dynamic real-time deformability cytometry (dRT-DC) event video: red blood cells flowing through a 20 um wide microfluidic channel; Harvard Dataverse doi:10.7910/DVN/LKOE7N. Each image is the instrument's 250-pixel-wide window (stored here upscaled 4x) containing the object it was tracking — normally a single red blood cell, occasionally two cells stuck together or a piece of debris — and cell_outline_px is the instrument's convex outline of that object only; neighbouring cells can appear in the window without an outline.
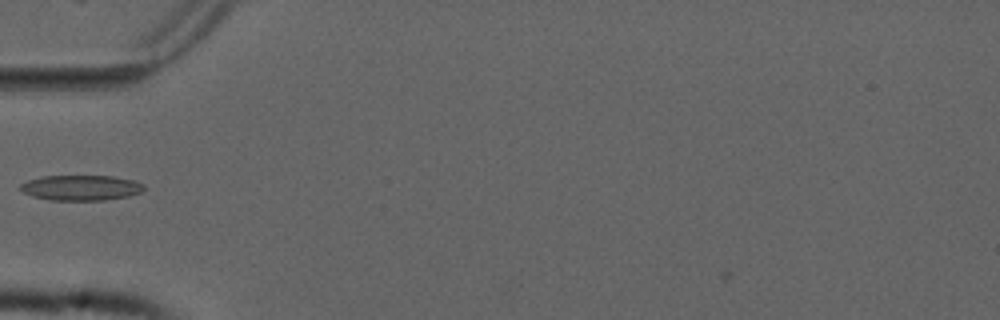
{"species": "common noctule bat (a hibernating species)", "species_latin": "Nyctalus noctula", "temperature_condition": "cold", "stored_images_in_passage": 37, "camera_frame_rate_fps": 3000, "um_per_image_px": 0.085, "animal": {"sex": "male", "forearm_length_mm": 52.5}, "frame": {"image": 1, "passage_image": 1, "time_ms": 0.0, "image_size_px": [1000, 320], "cell_outline_px": [[144, 188], [140, 192], [128, 196], [104, 200], [48, 200], [32, 196], [24, 192], [20, 188], [20, 184], [28, 180], [40, 176], [116, 176], [136, 180], [144, 184]], "centroid_in_image_um": [6.89, 15.95], "position_along_channel_um": 78.1, "area_um2": 18.32}}
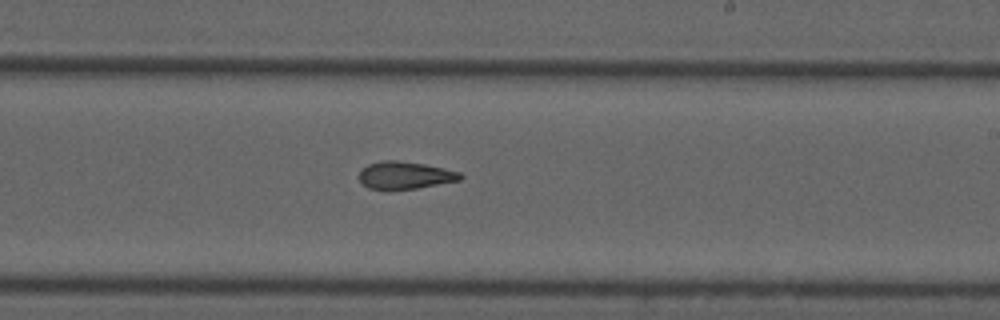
{"frame": {"image": 2, "passage_image": 15, "time_ms": 4.667, "image_size_px": [1000, 320], "cell_outline_px": [[464, 176], [460, 180], [416, 188], [388, 192], [368, 188], [360, 180], [360, 172], [368, 164], [380, 160], [396, 160], [424, 164], [444, 168], [460, 172]], "centroid_in_image_um": [34.41, 14.92], "position_along_channel_um": 254.6, "area_um2": 16.47}}
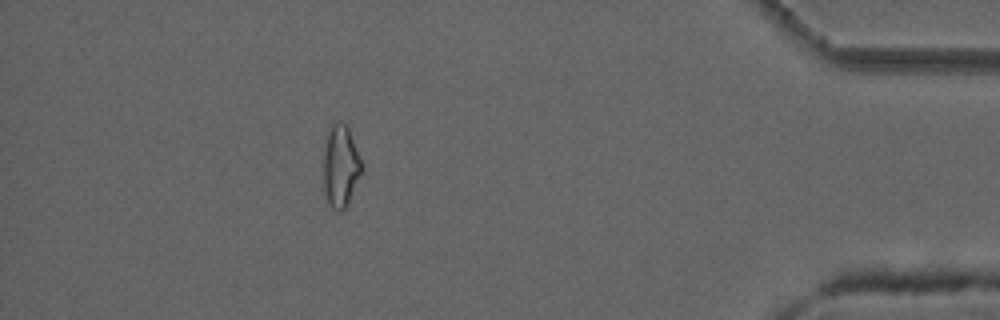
{"frame": {"image": 3, "passage_image": 31, "time_ms": 10.0, "image_size_px": [1000, 320], "cell_outline_px": [[364, 168], [348, 204], [340, 212], [332, 208], [328, 204], [324, 192], [320, 172], [324, 140], [332, 120], [336, 120], [344, 124], [348, 128]], "centroid_in_image_um": [28.88, 14.12], "position_along_channel_um": 406.3, "area_um2": 19.31}}